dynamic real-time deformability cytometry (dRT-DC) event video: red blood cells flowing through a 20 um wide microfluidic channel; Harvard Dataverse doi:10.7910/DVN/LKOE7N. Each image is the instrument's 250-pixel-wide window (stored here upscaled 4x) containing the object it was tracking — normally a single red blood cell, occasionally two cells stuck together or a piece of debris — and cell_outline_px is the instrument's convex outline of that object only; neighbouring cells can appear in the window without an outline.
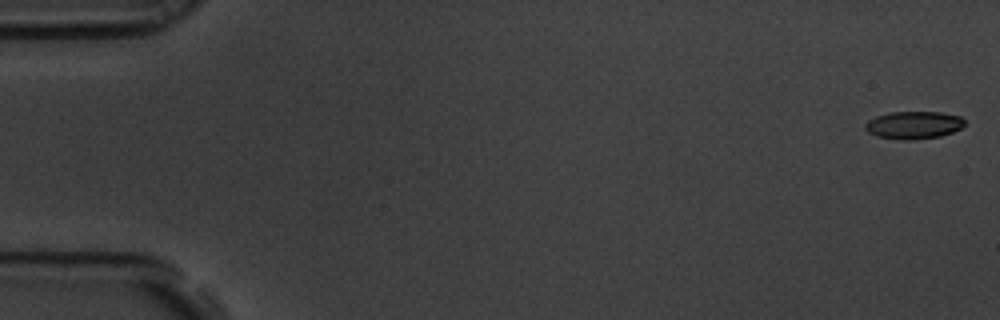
{"species": "common noctule bat (a hibernating species)", "species_latin": "Nyctalus noctula", "temperature_condition": "room temperature", "stored_images_in_passage": 59, "camera_frame_rate_fps": 3000, "um_per_image_px": 0.085, "animal": {"sex": "male", "body_mass_g": 19.5, "forearm_length_mm": 54.6}, "frame": {"image": 1, "passage_image": 1, "time_ms": 0.0, "image_size_px": [1000, 320], "cell_outline_px": [[964, 124], [960, 128], [952, 132], [940, 136], [916, 140], [900, 140], [876, 136], [868, 132], [864, 128], [864, 124], [868, 120], [876, 116], [892, 112], [940, 112], [960, 116], [964, 120]], "centroid_in_image_um": [77.63, 10.64], "position_along_channel_um": 7.4, "area_um2": 16.07}}
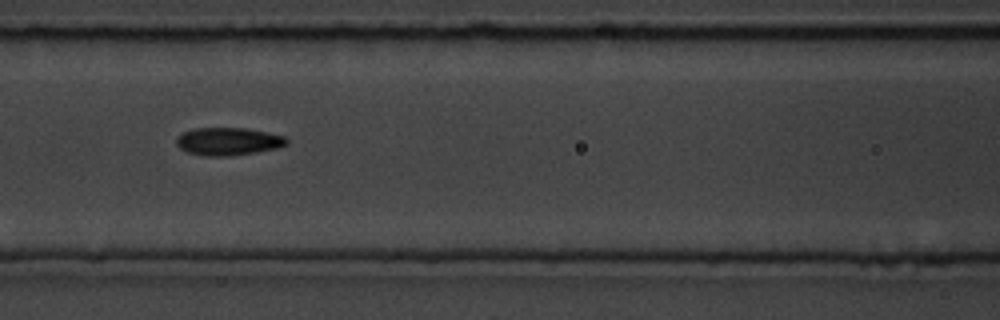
{"frame": {"image": 2, "passage_image": 26, "time_ms": 8.333, "image_size_px": [1000, 320], "cell_outline_px": [[288, 144], [276, 148], [256, 152], [228, 156], [204, 156], [188, 152], [180, 148], [176, 144], [176, 136], [192, 128], [244, 128], [284, 136], [288, 140]], "centroid_in_image_um": [19.36, 12.02], "position_along_channel_um": 147.2, "area_um2": 17.74}}
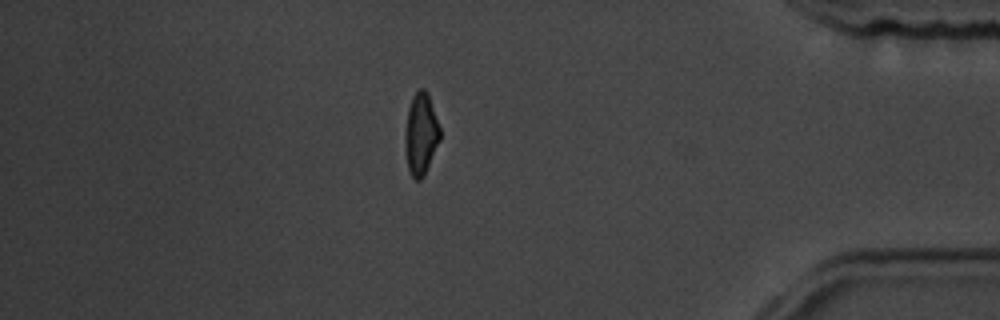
{"frame": {"image": 3, "passage_image": 51, "time_ms": 16.667, "image_size_px": [1000, 320], "cell_outline_px": [[440, 140], [424, 176], [420, 180], [416, 180], [412, 176], [408, 168], [404, 144], [404, 136], [408, 108], [412, 96], [420, 88], [424, 88], [428, 92], [440, 128]], "centroid_in_image_um": [35.77, 11.38], "position_along_channel_um": 399.4, "area_um2": 16.76}}